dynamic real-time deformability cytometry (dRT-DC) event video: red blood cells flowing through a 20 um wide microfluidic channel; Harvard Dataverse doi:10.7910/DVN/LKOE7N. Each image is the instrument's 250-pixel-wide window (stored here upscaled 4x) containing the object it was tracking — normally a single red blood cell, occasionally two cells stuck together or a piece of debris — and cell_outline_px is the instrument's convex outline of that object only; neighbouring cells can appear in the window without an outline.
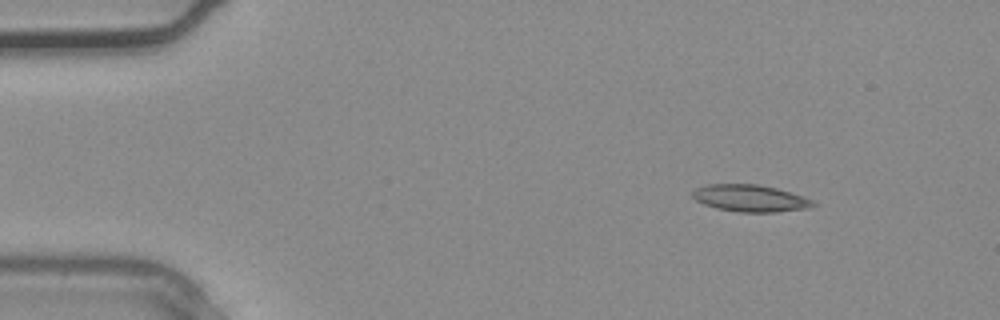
{"species": "common noctule bat (a hibernating species)", "species_latin": "Nyctalus noctula", "temperature_condition": "warm", "stored_images_in_passage": 36, "camera_frame_rate_fps": 3000, "um_per_image_px": 0.085, "animal": {"sex": "male", "body_mass_g": 20.4}, "frame": {"image": 1, "passage_image": 4, "time_ms": 1.0, "image_size_px": [1000, 320], "cell_outline_px": [[816, 204], [808, 208], [776, 212], [740, 212], [716, 208], [704, 204], [696, 200], [692, 196], [692, 192], [696, 188], [704, 184], [756, 184], [776, 188], [804, 196], [812, 200]], "centroid_in_image_um": [63.75, 16.84], "position_along_channel_um": 21.3, "area_um2": 18.9}}
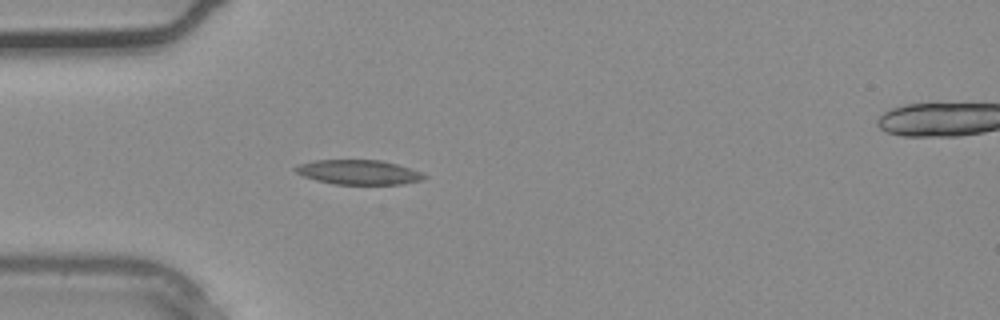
{"frame": {"image": 2, "passage_image": 10, "time_ms": 3.0, "image_size_px": [1000, 320], "cell_outline_px": [[428, 176], [420, 180], [400, 184], [332, 184], [316, 180], [304, 176], [296, 172], [292, 168], [300, 164], [312, 160], [380, 160], [396, 164], [420, 172]], "centroid_in_image_um": [30.43, 14.63], "position_along_channel_um": 54.6, "area_um2": 18.26}}
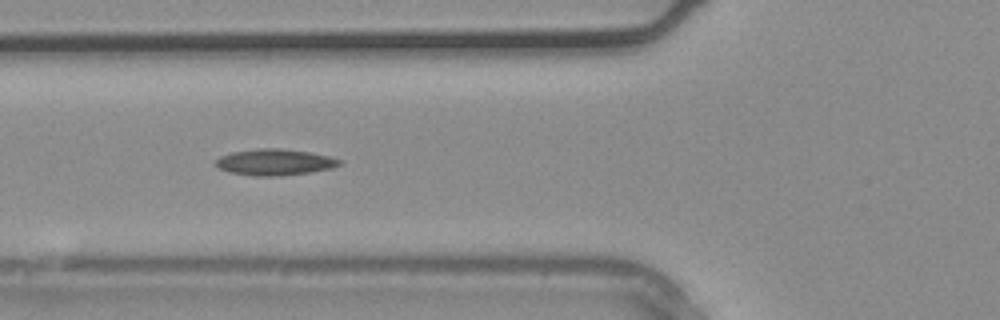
{"frame": {"image": 3, "passage_image": 13, "time_ms": 4.0, "image_size_px": [1000, 320], "cell_outline_px": [[344, 160], [340, 164], [332, 168], [308, 172], [276, 176], [252, 176], [228, 172], [212, 164], [220, 156], [232, 152], [256, 148], [280, 148], [308, 152], [328, 156]], "centroid_in_image_um": [23.31, 13.78], "position_along_channel_um": 102.5, "area_um2": 18.96}}